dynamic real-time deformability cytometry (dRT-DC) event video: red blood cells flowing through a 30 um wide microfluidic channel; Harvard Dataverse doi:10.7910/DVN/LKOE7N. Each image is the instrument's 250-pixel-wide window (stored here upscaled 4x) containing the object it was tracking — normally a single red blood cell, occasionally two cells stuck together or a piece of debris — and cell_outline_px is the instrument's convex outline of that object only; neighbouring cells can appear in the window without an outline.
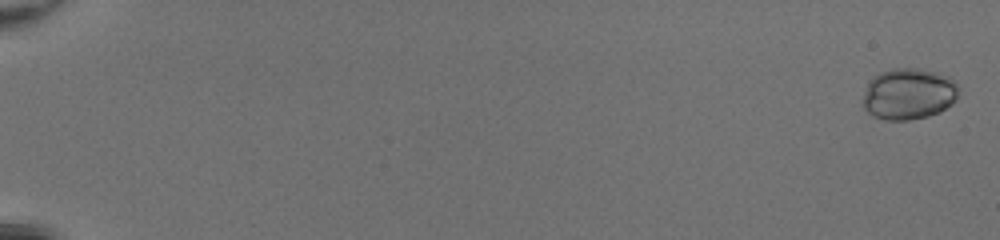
{"species": "common noctule bat (a hibernating species)", "species_latin": "Nyctalus noctula", "temperature_condition": "room temperature", "stored_images_in_passage": 52, "camera_frame_rate_fps": 3000, "um_per_image_px": 0.085, "animal": {"sex": "female", "body_mass_g": 20.0, "forearm_length_mm": 54.0}, "frame": {"image": 1, "passage_image": 2, "time_ms": 0.333, "image_size_px": [1000, 240], "cell_outline_px": [[960, 88], [956, 100], [952, 104], [928, 116], [908, 120], [884, 120], [872, 116], [860, 104], [868, 84], [872, 76], [880, 72], [892, 68], [916, 68], [940, 72], [956, 80]], "centroid_in_image_um": [77.23, 7.97], "position_along_channel_um": 7.8, "area_um2": 29.13}}
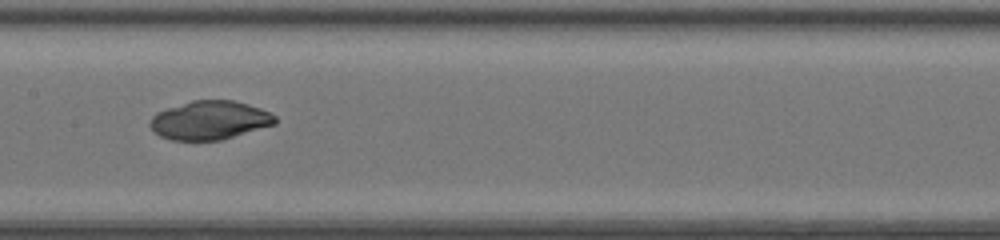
{"frame": {"image": 2, "passage_image": 30, "time_ms": 9.667, "image_size_px": [1000, 240], "cell_outline_px": [[276, 124], [220, 140], [172, 140], [160, 136], [148, 124], [152, 116], [156, 112], [192, 100], [232, 100], [248, 104], [260, 108], [276, 116]], "centroid_in_image_um": [17.82, 10.21], "position_along_channel_um": 189.6, "area_um2": 28.03}}
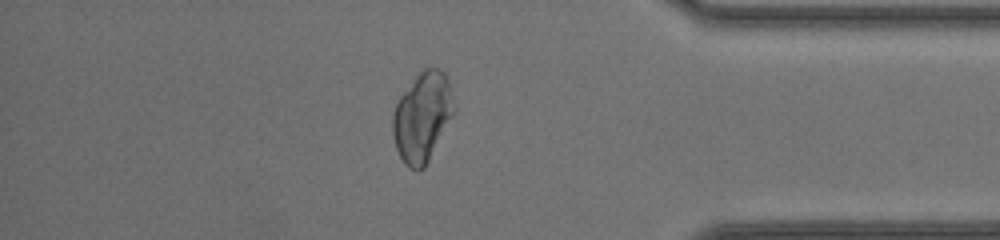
{"frame": {"image": 3, "passage_image": 46, "time_ms": 15.0, "image_size_px": [1000, 240], "cell_outline_px": [[456, 112], [424, 168], [408, 168], [404, 164], [396, 148], [392, 132], [392, 112], [400, 96], [416, 76], [424, 68], [440, 68], [444, 72], [448, 80], [456, 104]], "centroid_in_image_um": [35.92, 9.93], "position_along_channel_um": 399.3, "area_um2": 32.14}}